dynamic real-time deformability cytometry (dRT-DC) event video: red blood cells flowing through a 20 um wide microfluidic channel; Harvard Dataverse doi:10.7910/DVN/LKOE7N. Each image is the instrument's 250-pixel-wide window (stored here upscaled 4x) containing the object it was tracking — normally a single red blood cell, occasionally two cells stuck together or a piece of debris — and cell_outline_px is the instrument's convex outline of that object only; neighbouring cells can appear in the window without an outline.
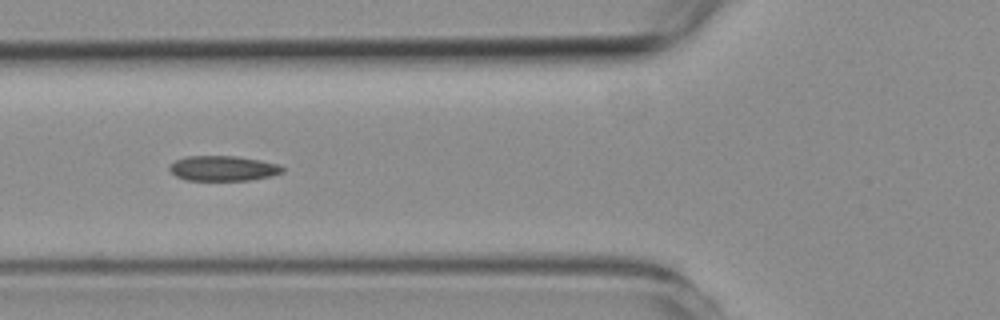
{"species": "common noctule bat (a hibernating species)", "species_latin": "Nyctalus noctula", "temperature_condition": "room temperature", "stored_images_in_passage": 3, "camera_frame_rate_fps": 3000, "um_per_image_px": 0.085, "animal": {"sex": "female", "body_mass_g": 19.3, "forearm_length_mm": 54.1}, "frame": {"image": 1, "passage_image": 2, "time_ms": 1.0, "image_size_px": [1000, 320], "cell_outline_px": [[284, 172], [272, 176], [252, 180], [184, 180], [176, 176], [168, 168], [176, 160], [184, 156], [236, 156], [260, 160], [280, 164], [284, 168]], "centroid_in_image_um": [19.0, 14.31], "position_along_channel_um": 106.8, "area_um2": 16.65}}
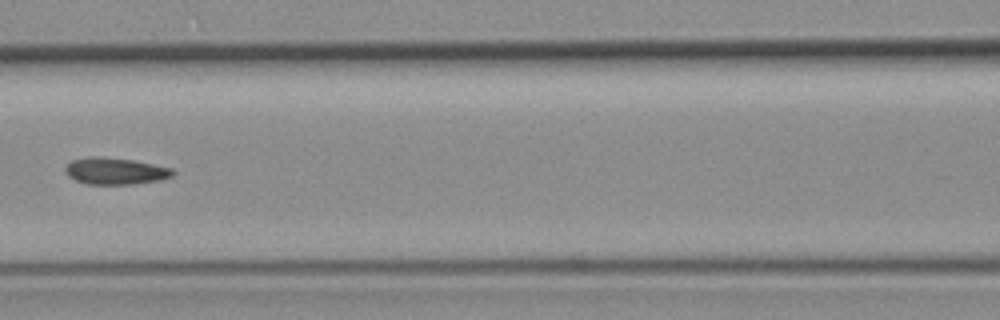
{"frame": {"image": 2, "passage_image": 3, "time_ms": 2.333, "image_size_px": [1000, 320], "cell_outline_px": [[176, 172], [172, 176], [160, 180], [132, 184], [84, 184], [68, 176], [64, 172], [64, 168], [72, 160], [88, 156], [100, 156], [132, 160], [172, 168]], "centroid_in_image_um": [9.77, 14.54], "position_along_channel_um": 156.8, "area_um2": 16.82}}